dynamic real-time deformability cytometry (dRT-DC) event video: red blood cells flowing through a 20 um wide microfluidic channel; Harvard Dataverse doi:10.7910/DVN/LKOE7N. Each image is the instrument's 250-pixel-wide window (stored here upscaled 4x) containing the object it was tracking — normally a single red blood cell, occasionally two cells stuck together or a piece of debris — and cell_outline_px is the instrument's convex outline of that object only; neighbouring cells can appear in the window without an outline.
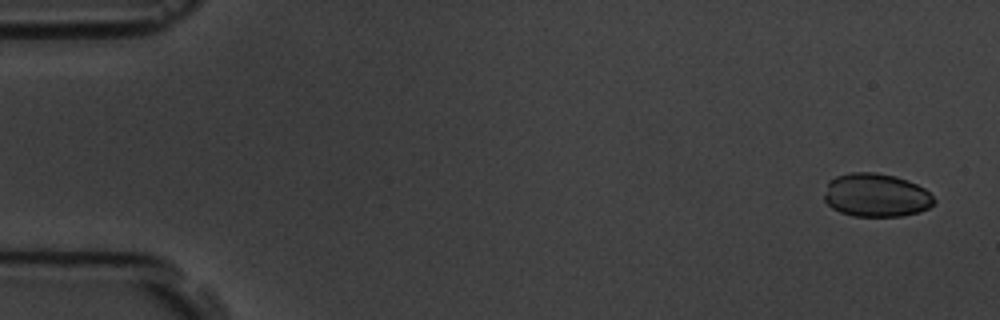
{"species": "common noctule bat (a hibernating species)", "species_latin": "Nyctalus noctula", "temperature_condition": "room temperature", "stored_images_in_passage": 15, "camera_frame_rate_fps": 3000, "um_per_image_px": 0.085, "animal": {"sex": "male", "body_mass_g": 19.5, "forearm_length_mm": 54.6}, "frame": {"image": 1, "passage_image": 1, "time_ms": 0.0, "image_size_px": [1000, 320], "cell_outline_px": [[936, 204], [920, 212], [900, 216], [852, 216], [840, 212], [832, 208], [824, 200], [824, 196], [828, 180], [836, 176], [852, 172], [876, 172], [896, 176], [908, 180], [924, 188], [936, 200]], "centroid_in_image_um": [74.47, 16.59], "position_along_channel_um": 10.5, "area_um2": 28.03}}
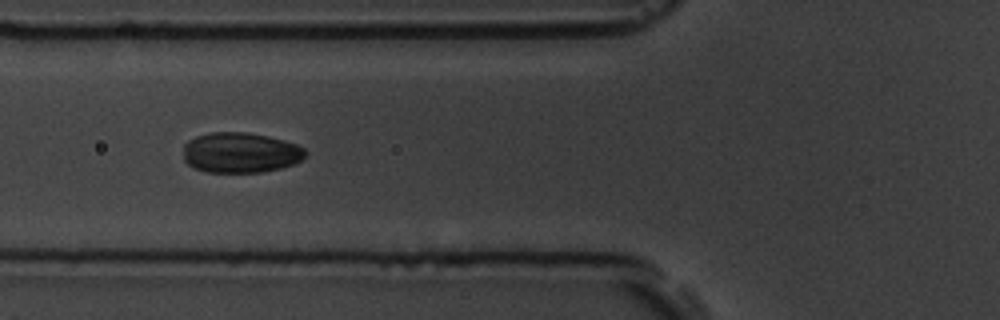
{"frame": {"image": 2, "passage_image": 6, "time_ms": 6.333, "image_size_px": [1000, 320], "cell_outline_px": [[308, 152], [300, 160], [292, 164], [280, 168], [260, 172], [208, 172], [192, 168], [184, 160], [184, 144], [188, 140], [196, 136], [212, 132], [244, 132], [284, 140], [296, 144], [304, 148]], "centroid_in_image_um": [20.41, 12.97], "position_along_channel_um": 105.4, "area_um2": 28.61}}
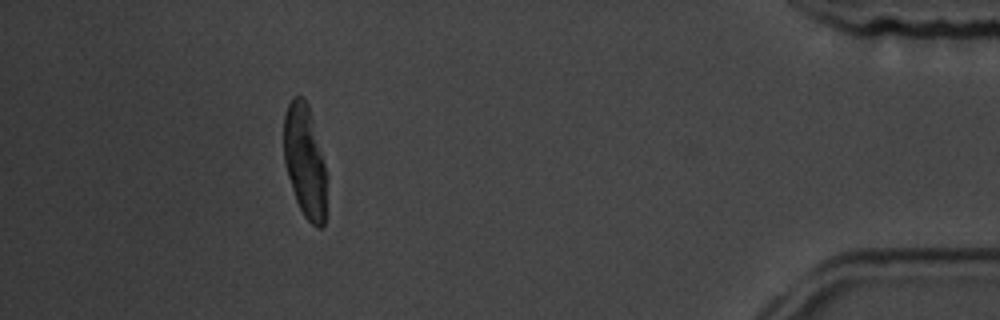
{"frame": {"image": 3, "passage_image": 14, "time_ms": 16.333, "image_size_px": [1000, 320], "cell_outline_px": [[324, 224], [320, 228], [316, 228], [304, 216], [296, 200], [288, 176], [284, 160], [284, 112], [292, 96], [304, 96], [308, 104], [324, 164]], "centroid_in_image_um": [25.86, 13.64], "position_along_channel_um": 409.3, "area_um2": 27.4}, "authors_computed_cell_mechanics": {"area_um2": 28.322, "velocity_mm_per_s": 3.6056, "shape_relaxation_time_tau1_ms": 1.7274, "shape_relaxation_time_tau2_ms": null, "deformation_change_tau1": 0.0465, "deformation_change_tau2": null}}